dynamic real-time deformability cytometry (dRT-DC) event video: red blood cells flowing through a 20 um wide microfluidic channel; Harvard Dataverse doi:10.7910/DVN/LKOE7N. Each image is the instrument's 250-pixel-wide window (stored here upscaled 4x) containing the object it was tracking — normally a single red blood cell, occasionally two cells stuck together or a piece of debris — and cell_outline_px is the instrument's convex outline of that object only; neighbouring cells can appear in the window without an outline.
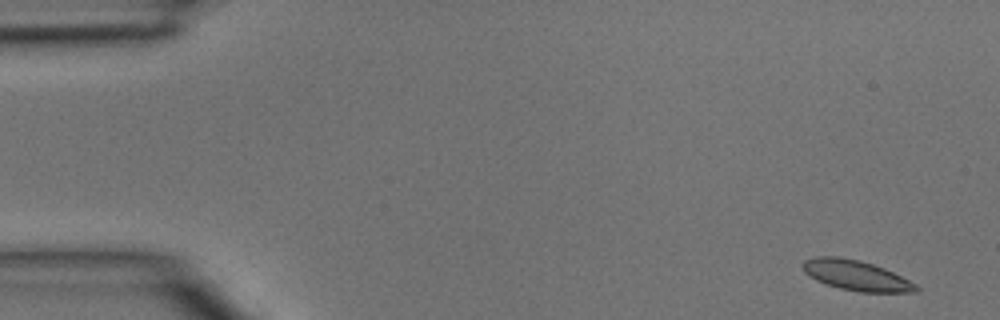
{"species": "common noctule bat (a hibernating species)", "species_latin": "Nyctalus noctula", "temperature_condition": "room temperature", "stored_images_in_passage": 5, "camera_frame_rate_fps": 3000, "um_per_image_px": 0.085, "animal": {"sex": "male", "body_mass_g": 15.6}, "frame": {"image": 1, "passage_image": 1, "time_ms": 0.0, "image_size_px": [1000, 320], "cell_outline_px": [[920, 292], [860, 292], [840, 288], [816, 280], [808, 276], [804, 272], [800, 264], [804, 260], [816, 256], [836, 256], [860, 260], [884, 268], [916, 284], [920, 288]], "centroid_in_image_um": [72.74, 23.4], "position_along_channel_um": 12.3, "area_um2": 19.94}}